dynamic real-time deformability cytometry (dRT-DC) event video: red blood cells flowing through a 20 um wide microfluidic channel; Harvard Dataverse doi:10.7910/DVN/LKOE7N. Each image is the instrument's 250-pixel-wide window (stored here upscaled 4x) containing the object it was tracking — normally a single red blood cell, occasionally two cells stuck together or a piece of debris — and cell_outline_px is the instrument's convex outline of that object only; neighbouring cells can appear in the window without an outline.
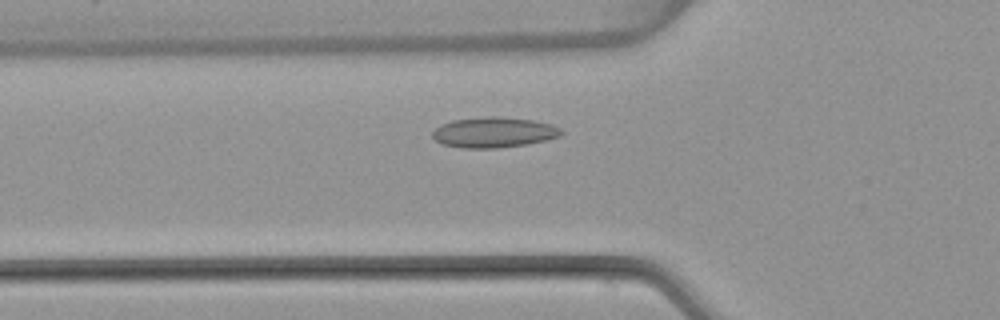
{"species": "common noctule bat (a hibernating species)", "species_latin": "Nyctalus noctula", "temperature_condition": "warm", "stored_images_in_passage": 46, "camera_frame_rate_fps": 3000, "um_per_image_px": 0.085, "animal": {"sex": "female", "body_mass_g": 22.7, "forearm_length_mm": 54.2}, "frame": {"image": 1, "passage_image": 13, "time_ms": 4.0, "image_size_px": [1000, 320], "cell_outline_px": [[564, 132], [560, 136], [528, 144], [500, 148], [460, 148], [440, 144], [432, 136], [432, 132], [440, 124], [452, 120], [488, 116], [500, 116], [532, 120], [552, 124], [560, 128]], "centroid_in_image_um": [41.96, 11.25], "position_along_channel_um": 83.8, "area_um2": 23.06}}
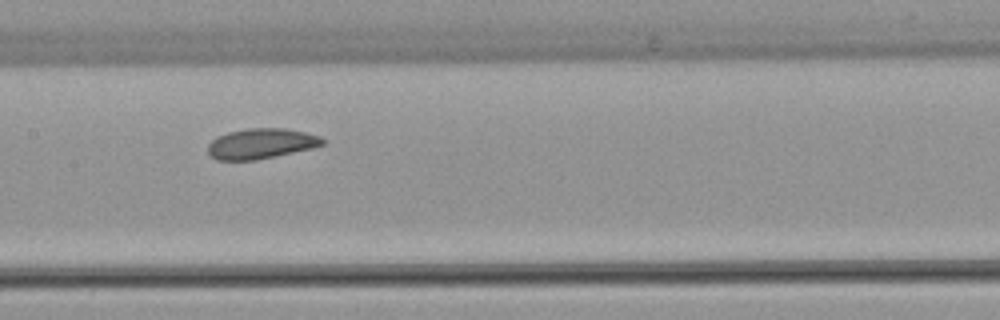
{"frame": {"image": 2, "passage_image": 21, "time_ms": 6.667, "image_size_px": [1000, 320], "cell_outline_px": [[324, 144], [312, 148], [256, 160], [216, 160], [208, 152], [208, 144], [216, 136], [228, 132], [248, 128], [284, 128], [304, 132], [320, 136], [324, 140]], "centroid_in_image_um": [22.17, 12.2], "position_along_channel_um": 185.2, "area_um2": 20.17}}
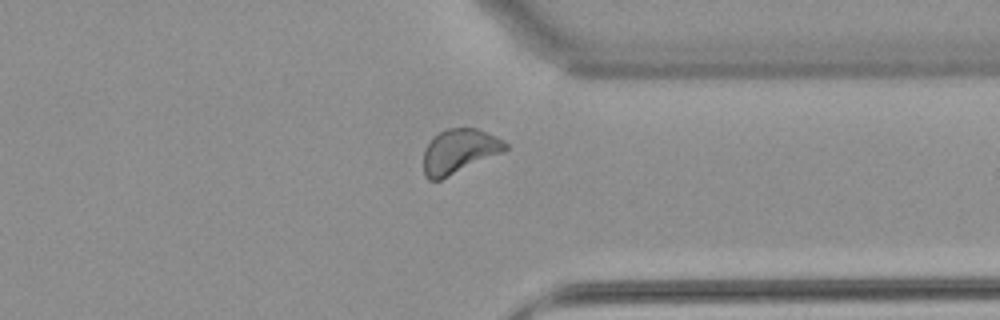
{"frame": {"image": 3, "passage_image": 36, "time_ms": 11.667, "image_size_px": [1000, 320], "cell_outline_px": [[508, 148], [500, 152], [440, 180], [428, 180], [424, 176], [424, 152], [428, 144], [440, 132], [448, 128], [476, 128], [496, 136], [508, 144]], "centroid_in_image_um": [39.01, 12.85], "position_along_channel_um": 372.4, "area_um2": 20.52}, "authors_computed_cell_mechanics": {"area_um2": 20.7502, "velocity_mm_per_s": 3.795, "shape_relaxation_time_tau1_ms": 5.5401, "shape_relaxation_time_tau2_ms": 7.7648, "deformation_change_tau1": 0.0881, "deformation_change_tau2": 0.1226}}